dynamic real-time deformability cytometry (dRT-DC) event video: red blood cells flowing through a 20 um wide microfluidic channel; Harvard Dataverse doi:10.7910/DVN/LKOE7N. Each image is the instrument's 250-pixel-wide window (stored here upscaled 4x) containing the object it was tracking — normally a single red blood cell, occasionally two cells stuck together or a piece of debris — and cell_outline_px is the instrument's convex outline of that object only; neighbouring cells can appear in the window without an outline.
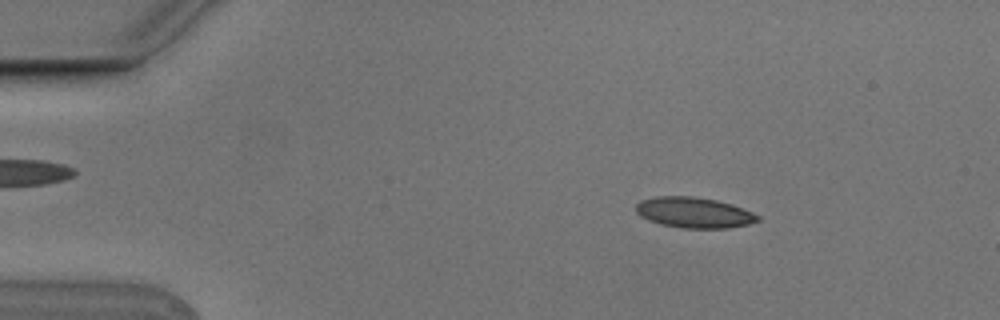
{"species": "Egyptian fruit bat (a non-hibernating species)", "species_latin": "Rousettus aegyptiacus", "temperature_condition": "cold", "stored_images_in_passage": 4, "camera_frame_rate_fps": 3000, "um_per_image_px": 0.085, "animal": {"sex": "male"}, "frame": {"image": 1, "passage_image": 2, "time_ms": 0.333, "image_size_px": [1000, 320], "cell_outline_px": [[760, 220], [748, 224], [728, 228], [680, 228], [660, 224], [648, 220], [640, 216], [636, 212], [636, 204], [640, 200], [656, 196], [692, 196], [716, 200], [732, 204], [752, 212], [760, 216]], "centroid_in_image_um": [58.97, 18.07], "position_along_channel_um": 26.0, "area_um2": 21.85}}